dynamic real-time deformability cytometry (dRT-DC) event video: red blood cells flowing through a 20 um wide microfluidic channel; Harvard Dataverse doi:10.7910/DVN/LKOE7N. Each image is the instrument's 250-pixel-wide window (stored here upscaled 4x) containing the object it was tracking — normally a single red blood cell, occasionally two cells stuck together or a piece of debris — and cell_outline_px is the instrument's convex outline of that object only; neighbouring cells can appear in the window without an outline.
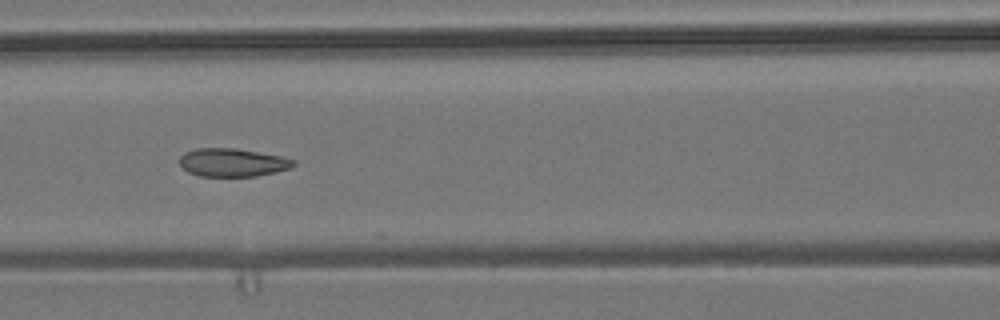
{"species": "common noctule bat (a hibernating species)", "species_latin": "Nyctalus noctula", "temperature_condition": "room temperature", "stored_images_in_passage": 55, "camera_frame_rate_fps": 3000, "um_per_image_px": 0.085, "animal": {"sex": "male", "body_mass_g": 19.2, "forearm_length_mm": 51.8}, "frame": {"image": 1, "passage_image": 24, "time_ms": 7.667, "image_size_px": [1000, 320], "cell_outline_px": [[296, 164], [292, 168], [276, 172], [256, 176], [200, 176], [188, 172], [180, 164], [180, 156], [184, 152], [196, 148], [236, 148], [280, 156], [296, 160]], "centroid_in_image_um": [19.78, 13.81], "position_along_channel_um": 146.8, "area_um2": 18.79}}
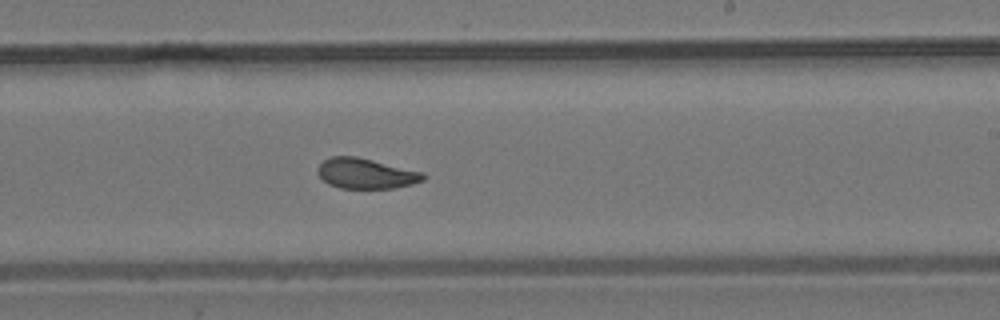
{"frame": {"image": 2, "passage_image": 33, "time_ms": 10.667, "image_size_px": [1000, 320], "cell_outline_px": [[428, 176], [424, 180], [412, 184], [392, 188], [340, 188], [328, 184], [316, 172], [316, 168], [324, 160], [332, 156], [356, 156], [424, 172]], "centroid_in_image_um": [31.11, 14.74], "position_along_channel_um": 257.9, "area_um2": 18.73}}
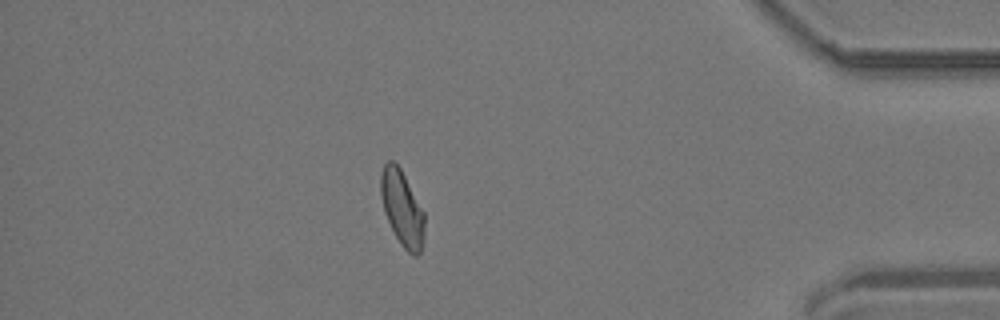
{"frame": {"image": 3, "passage_image": 48, "time_ms": 15.667, "image_size_px": [1000, 320], "cell_outline_px": [[424, 240], [420, 252], [416, 256], [412, 256], [400, 244], [384, 212], [380, 196], [380, 176], [384, 164], [388, 160], [392, 160], [400, 168], [424, 212]], "centroid_in_image_um": [34.17, 17.71], "position_along_channel_um": 401.0, "area_um2": 19.13}, "authors_computed_cell_mechanics": {"area_um2": 19.363, "velocity_mm_per_s": 3.7081, "shape_relaxation_time_tau1_ms": null, "shape_relaxation_time_tau2_ms": 2.113, "deformation_change_tau1": null, "deformation_change_tau2": 0.051}}